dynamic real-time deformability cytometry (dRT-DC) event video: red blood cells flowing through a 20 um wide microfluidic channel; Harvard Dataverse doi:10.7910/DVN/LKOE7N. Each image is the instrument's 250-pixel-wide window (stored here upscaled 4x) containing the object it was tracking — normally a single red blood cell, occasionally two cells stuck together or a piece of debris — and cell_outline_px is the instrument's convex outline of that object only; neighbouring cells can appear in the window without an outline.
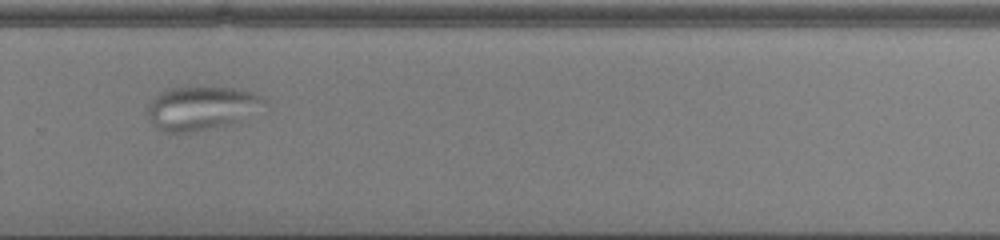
{"species": "common noctule bat (a hibernating species)", "species_latin": "Nyctalus noctula", "temperature_condition": "cold", "stored_images_in_passage": 36, "camera_frame_rate_fps": 3000, "um_per_image_px": 0.085, "animal": {"sex": "male", "body_mass_g": 13.0, "forearm_length_mm": 53.1}, "frame": {"image": 1, "passage_image": 21, "time_ms": 6.667, "image_size_px": [1000, 240], "cell_outline_px": [[268, 108], [228, 124], [188, 132], [164, 132], [156, 128], [148, 112], [148, 104], [160, 92], [172, 88], [236, 88], [252, 92], [264, 96], [268, 100]], "centroid_in_image_um": [17.22, 9.18], "position_along_channel_um": 312.6, "area_um2": 29.48}}